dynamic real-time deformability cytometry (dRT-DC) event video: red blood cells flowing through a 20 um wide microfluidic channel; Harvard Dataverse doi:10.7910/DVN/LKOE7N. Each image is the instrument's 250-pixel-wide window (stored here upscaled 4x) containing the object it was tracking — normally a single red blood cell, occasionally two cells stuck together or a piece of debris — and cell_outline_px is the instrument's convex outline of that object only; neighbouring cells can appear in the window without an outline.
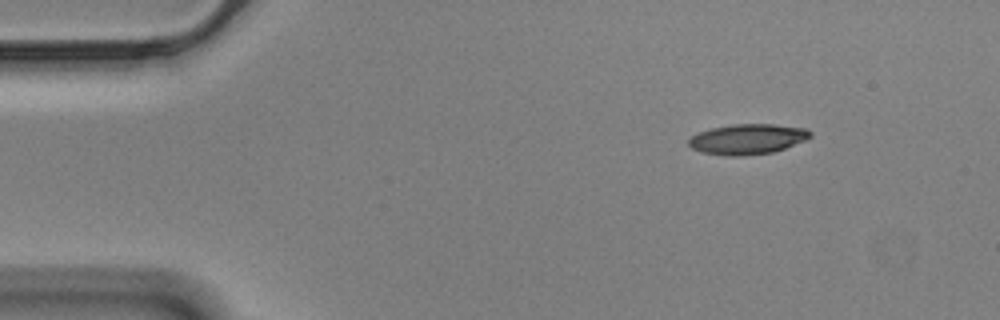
{"species": "Egyptian fruit bat (a non-hibernating species)", "species_latin": "Rousettus aegyptiacus", "temperature_condition": "cold", "stored_images_in_passage": 51, "camera_frame_rate_fps": 3000, "um_per_image_px": 0.085, "animal": {"sex": "male"}, "frame": {"image": 1, "passage_image": 1, "time_ms": 0.0, "image_size_px": [1000, 320], "cell_outline_px": [[812, 136], [804, 140], [784, 148], [772, 152], [744, 156], [724, 156], [700, 152], [692, 148], [688, 144], [688, 140], [692, 136], [700, 132], [712, 128], [732, 124], [772, 124], [804, 128], [812, 132]], "centroid_in_image_um": [63.51, 11.83], "position_along_channel_um": 21.5, "area_um2": 21.39}}
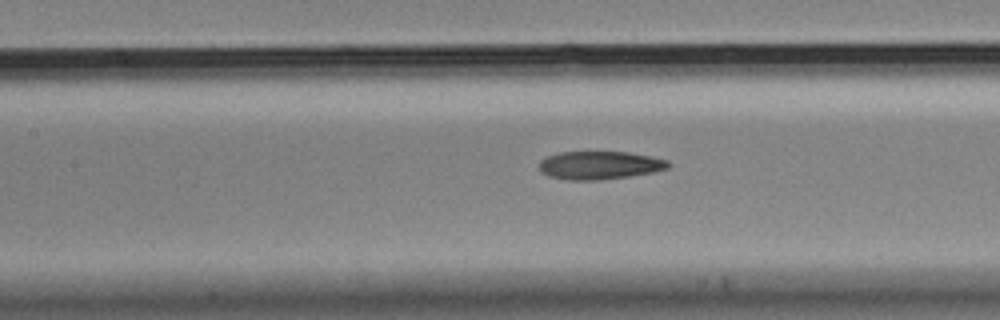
{"frame": {"image": 2, "passage_image": 19, "time_ms": 6.0, "image_size_px": [1000, 320], "cell_outline_px": [[672, 164], [668, 168], [652, 172], [628, 176], [600, 180], [568, 180], [548, 176], [540, 172], [540, 160], [548, 156], [560, 152], [628, 152], [668, 160]], "centroid_in_image_um": [50.95, 14.05], "position_along_channel_um": 156.4, "area_um2": 21.1}}
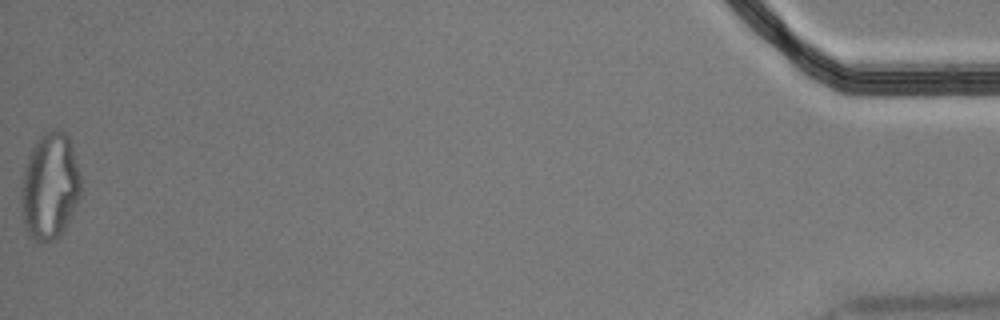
{"frame": {"image": 3, "passage_image": 51, "time_ms": 16.667, "image_size_px": [1000, 320], "cell_outline_px": [[80, 196], [72, 216], [64, 228], [52, 240], [36, 240], [28, 232], [24, 224], [20, 208], [20, 184], [24, 168], [28, 156], [36, 140], [44, 132], [52, 128], [56, 128], [64, 132], [68, 136], [72, 144], [80, 176]], "centroid_in_image_um": [4.22, 15.77], "position_along_channel_um": 431.0, "area_um2": 37.17}, "authors_computed_cell_mechanics": {"area_um2": 22.3108, "velocity_mm_per_s": 3.4975, "shape_relaxation_time_tau1_ms": 7.8755, "shape_relaxation_time_tau2_ms": 4.4545, "deformation_change_tau1": 0.2235, "deformation_change_tau2": 0.1397}}